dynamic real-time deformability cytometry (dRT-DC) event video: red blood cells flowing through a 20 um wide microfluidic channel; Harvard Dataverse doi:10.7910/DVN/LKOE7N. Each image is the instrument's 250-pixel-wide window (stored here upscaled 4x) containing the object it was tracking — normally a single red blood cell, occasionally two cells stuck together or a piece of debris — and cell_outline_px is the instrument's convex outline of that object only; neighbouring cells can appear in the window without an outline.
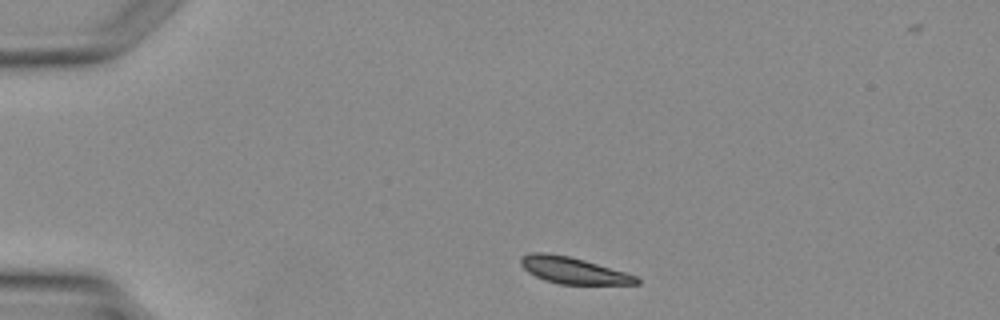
{"species": "Egyptian fruit bat (a non-hibernating species)", "species_latin": "Rousettus aegyptiacus", "temperature_condition": "warm", "stored_images_in_passage": 3, "segment_of_instrument_passage": [1, 2], "camera_frame_rate_fps": 3000, "um_per_image_px": 0.085, "animal": {"sex": "female"}, "frame": {"image": 1, "passage_image": 1, "time_ms": 0.0, "image_size_px": [1000, 320], "cell_outline_px": [[640, 284], [560, 284], [544, 280], [528, 272], [520, 264], [520, 256], [528, 252], [548, 252], [568, 256], [584, 260], [624, 272], [636, 276], [640, 280]], "centroid_in_image_um": [48.67, 22.97], "position_along_channel_um": 36.3, "area_um2": 17.86}}